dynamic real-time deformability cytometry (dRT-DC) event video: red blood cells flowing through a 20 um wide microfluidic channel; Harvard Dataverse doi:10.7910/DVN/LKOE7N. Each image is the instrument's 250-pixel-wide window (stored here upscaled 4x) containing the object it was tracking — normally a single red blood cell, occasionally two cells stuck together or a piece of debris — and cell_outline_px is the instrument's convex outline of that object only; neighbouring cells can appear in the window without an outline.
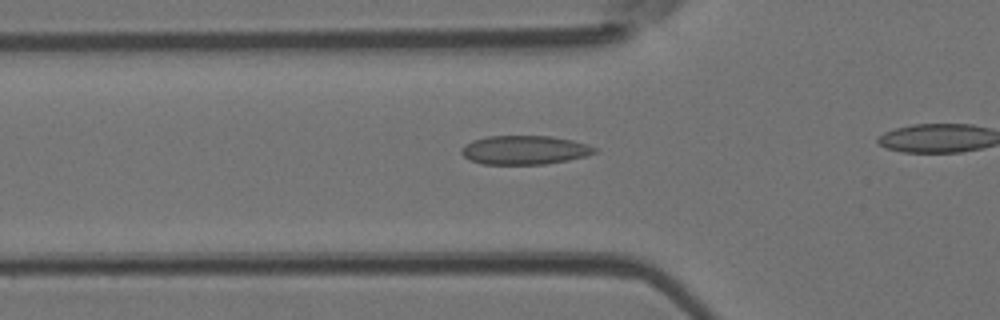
{"species": "Egyptian fruit bat (a non-hibernating species)", "species_latin": "Rousettus aegyptiacus", "temperature_condition": "room temperature", "stored_images_in_passage": 30, "camera_frame_rate_fps": 3000, "um_per_image_px": 0.085, "animal": {"sex": "female"}, "frame": {"image": 1, "passage_image": 7, "time_ms": 2.0, "image_size_px": [1000, 320], "cell_outline_px": [[596, 152], [584, 156], [568, 160], [544, 164], [484, 164], [472, 160], [464, 156], [460, 152], [460, 148], [464, 144], [472, 140], [488, 136], [552, 136], [572, 140], [588, 144], [596, 148]], "centroid_in_image_um": [44.57, 12.74], "position_along_channel_um": 81.2, "area_um2": 22.37}}
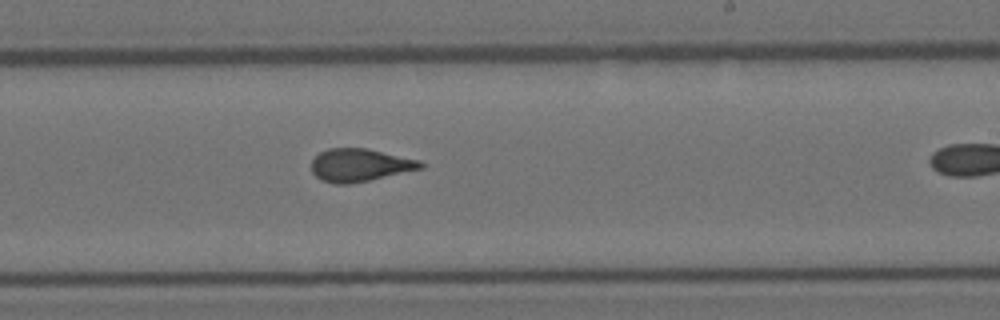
{"frame": {"image": 2, "passage_image": 20, "time_ms": 6.333, "image_size_px": [1000, 320], "cell_outline_px": [[424, 168], [368, 180], [348, 184], [336, 184], [320, 180], [312, 172], [312, 160], [320, 152], [328, 148], [364, 148], [420, 160], [424, 164]], "centroid_in_image_um": [30.57, 14.03], "position_along_channel_um": 258.4, "area_um2": 20.69}}
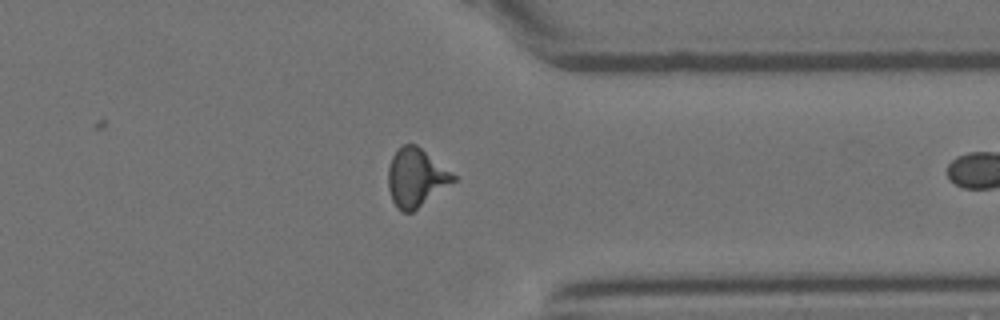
{"frame": {"image": 3, "passage_image": 29, "time_ms": 9.333, "image_size_px": [1000, 320], "cell_outline_px": [[456, 180], [412, 212], [400, 212], [392, 200], [388, 188], [388, 168], [392, 156], [396, 148], [404, 144], [416, 144], [456, 176]], "centroid_in_image_um": [35.32, 15.09], "position_along_channel_um": 376.1, "area_um2": 21.96}}